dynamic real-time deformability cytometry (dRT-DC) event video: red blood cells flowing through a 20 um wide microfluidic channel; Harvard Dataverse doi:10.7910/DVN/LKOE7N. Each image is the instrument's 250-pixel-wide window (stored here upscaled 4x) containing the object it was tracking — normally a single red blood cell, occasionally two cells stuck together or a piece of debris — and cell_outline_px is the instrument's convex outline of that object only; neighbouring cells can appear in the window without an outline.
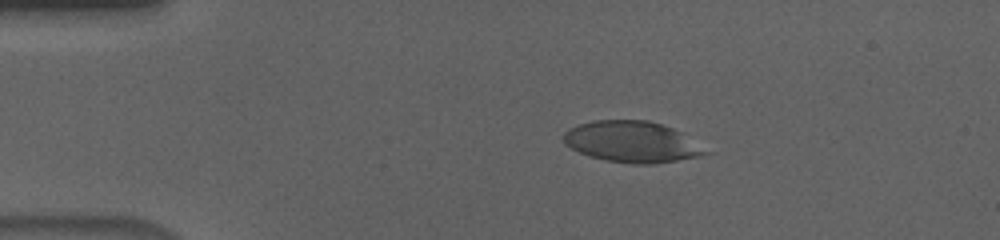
{"species": "human", "species_latin": "Homo sapiens", "temperature_condition": "cold", "stored_images_in_passage": 56, "camera_frame_rate_fps": 3000, "um_per_image_px": 0.085, "donor": {"sex": "male"}, "frame": {"image": 1, "passage_image": 11, "time_ms": 3.333, "image_size_px": [1000, 240], "cell_outline_px": [[712, 152], [700, 156], [656, 164], [632, 164], [604, 160], [588, 156], [564, 144], [564, 132], [568, 128], [592, 120], [648, 120], [672, 128], [680, 132]], "centroid_in_image_um": [53.71, 12.06], "position_along_channel_um": 31.3, "area_um2": 34.04}}
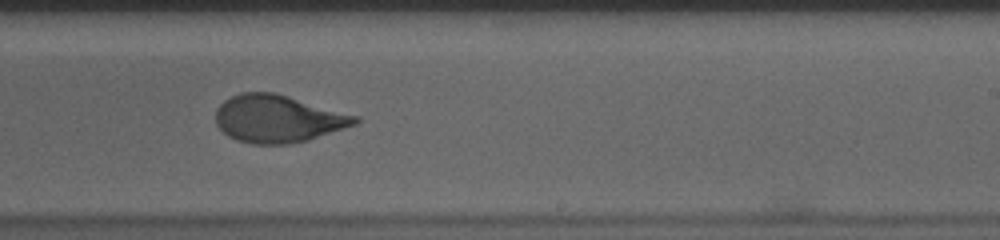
{"frame": {"image": 2, "passage_image": 35, "time_ms": 11.333, "image_size_px": [1000, 240], "cell_outline_px": [[360, 120], [356, 124], [308, 140], [288, 144], [252, 144], [236, 140], [228, 136], [216, 124], [216, 108], [224, 100], [240, 92], [276, 92], [360, 116]], "centroid_in_image_um": [23.63, 10.08], "position_along_channel_um": 265.4, "area_um2": 38.78}}
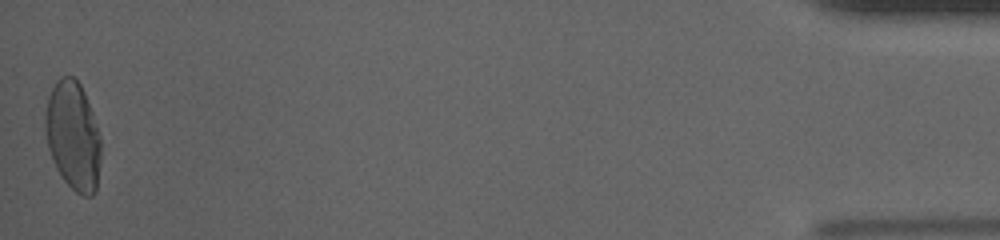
{"frame": {"image": 3, "passage_image": 56, "time_ms": 18.333, "image_size_px": [1000, 240], "cell_outline_px": [[100, 160], [96, 192], [92, 196], [84, 196], [76, 192], [64, 180], [56, 168], [52, 160], [48, 148], [44, 132], [44, 112], [48, 96], [56, 80], [60, 76], [72, 76], [80, 84], [84, 92], [92, 112], [100, 136]], "centroid_in_image_um": [6.18, 11.54], "position_along_channel_um": 429.0, "area_um2": 35.49}, "authors_computed_cell_mechanics": {"area_um2": 37.7145, "velocity_mm_per_s": 3.6433, "shape_relaxation_time_tau1_ms": 5.4513, "shape_relaxation_time_tau2_ms": 0.7832, "deformation_change_tau1": 0.199, "deformation_change_tau2": 0.059}}